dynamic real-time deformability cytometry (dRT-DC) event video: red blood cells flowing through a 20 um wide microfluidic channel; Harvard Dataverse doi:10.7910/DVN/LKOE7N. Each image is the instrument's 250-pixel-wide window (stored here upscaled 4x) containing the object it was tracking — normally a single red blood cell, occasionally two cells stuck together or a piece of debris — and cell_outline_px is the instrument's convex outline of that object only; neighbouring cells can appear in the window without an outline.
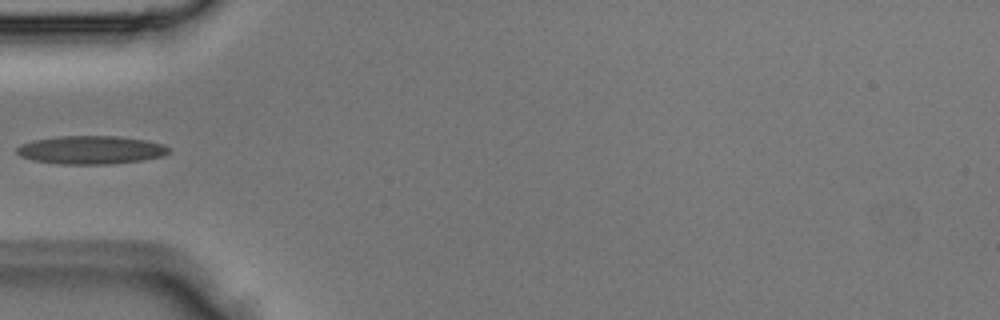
{"species": "Egyptian fruit bat (a non-hibernating species)", "species_latin": "Rousettus aegyptiacus", "temperature_condition": "room temperature", "stored_images_in_passage": 3, "camera_frame_rate_fps": 3000, "um_per_image_px": 0.085, "animal": {"sex": "male"}, "frame": {"image": 1, "passage_image": 3, "time_ms": 0.667, "image_size_px": [1000, 320], "cell_outline_px": [[172, 152], [164, 156], [140, 160], [108, 164], [64, 164], [32, 160], [20, 156], [16, 152], [16, 148], [20, 144], [36, 140], [60, 136], [120, 136], [144, 140], [164, 144]], "centroid_in_image_um": [7.74, 12.74], "position_along_channel_um": 77.3, "area_um2": 24.97}}